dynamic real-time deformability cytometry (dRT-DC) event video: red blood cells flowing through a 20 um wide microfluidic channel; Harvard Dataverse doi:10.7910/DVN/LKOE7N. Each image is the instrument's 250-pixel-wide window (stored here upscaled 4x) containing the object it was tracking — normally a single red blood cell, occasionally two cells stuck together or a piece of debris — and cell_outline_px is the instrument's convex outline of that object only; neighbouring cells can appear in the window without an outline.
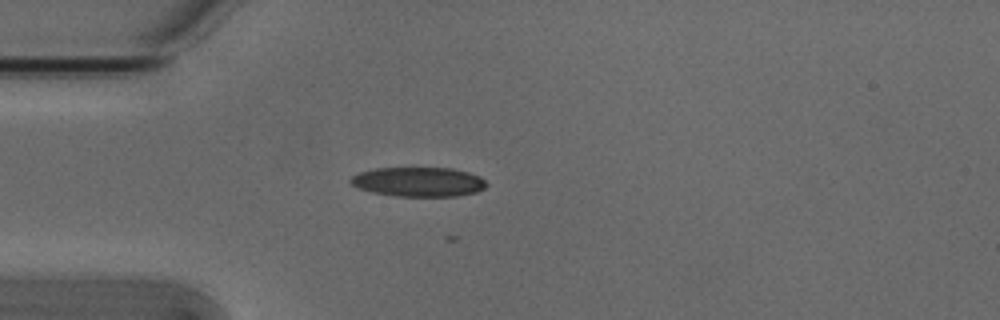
{"species": "Egyptian fruit bat (a non-hibernating species)", "species_latin": "Rousettus aegyptiacus", "temperature_condition": "cold", "stored_images_in_passage": 3, "camera_frame_rate_fps": 3000, "um_per_image_px": 0.085, "animal": {"sex": "male"}, "frame": {"image": 1, "passage_image": 1, "time_ms": 0.0, "image_size_px": [1000, 320], "cell_outline_px": [[488, 184], [484, 188], [476, 192], [456, 196], [396, 196], [372, 192], [360, 188], [352, 184], [348, 180], [352, 176], [360, 172], [376, 168], [452, 168], [468, 172], [480, 176]], "centroid_in_image_um": [35.59, 15.45], "position_along_channel_um": 49.4, "area_um2": 23.24}}